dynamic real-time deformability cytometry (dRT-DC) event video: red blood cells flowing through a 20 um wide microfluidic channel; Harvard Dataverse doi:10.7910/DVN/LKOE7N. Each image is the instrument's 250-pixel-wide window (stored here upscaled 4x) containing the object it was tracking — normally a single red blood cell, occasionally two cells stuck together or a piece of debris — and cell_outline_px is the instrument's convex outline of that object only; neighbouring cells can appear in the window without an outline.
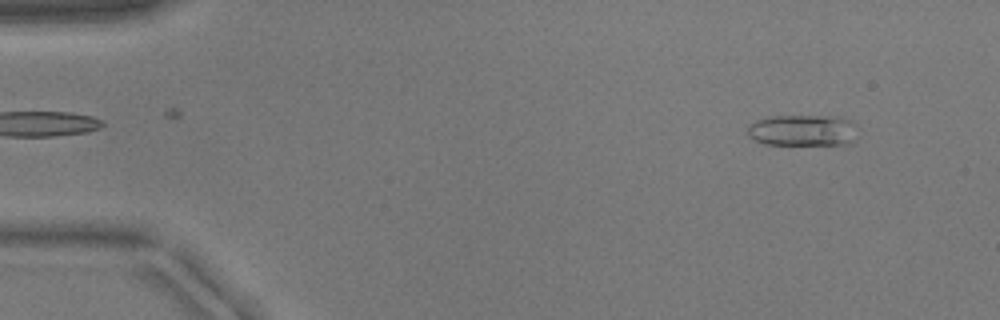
{"species": "common noctule bat (a hibernating species)", "species_latin": "Nyctalus noctula", "temperature_condition": "warm", "stored_images_in_passage": 11, "camera_frame_rate_fps": 3000, "um_per_image_px": 0.085, "animal": {"sex": "male", "body_mass_g": 17.9}, "frame": {"image": 1, "passage_image": 1, "time_ms": 0.0, "image_size_px": [1000, 320], "cell_outline_px": [[856, 140], [848, 144], [764, 144], [748, 136], [748, 124], [756, 120], [768, 116], [840, 116], [852, 120]], "centroid_in_image_um": [68.22, 11.07], "position_along_channel_um": 16.8, "area_um2": 20.17}}